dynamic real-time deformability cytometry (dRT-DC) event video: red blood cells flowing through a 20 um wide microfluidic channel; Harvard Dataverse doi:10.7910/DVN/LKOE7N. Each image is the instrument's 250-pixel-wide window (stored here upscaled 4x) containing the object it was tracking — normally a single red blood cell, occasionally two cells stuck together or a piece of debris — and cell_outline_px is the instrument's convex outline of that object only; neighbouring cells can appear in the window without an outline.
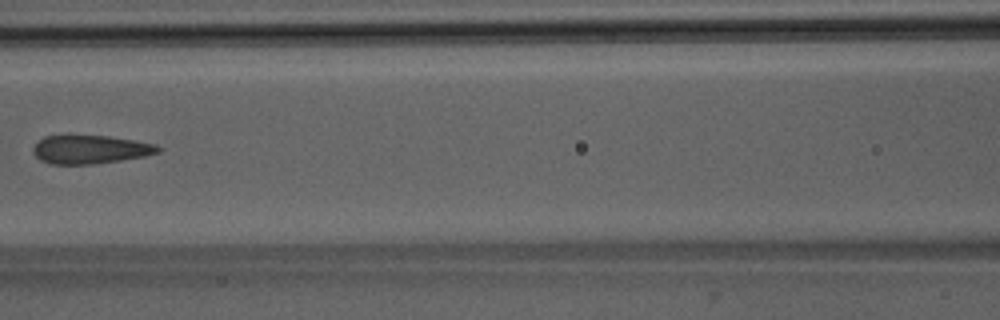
{"species": "Egyptian fruit bat (a non-hibernating species)", "species_latin": "Rousettus aegyptiacus", "temperature_condition": "room temperature", "stored_images_in_passage": 7, "camera_frame_rate_fps": 3000, "um_per_image_px": 0.085, "animal": {"sex": "male"}, "frame": {"image": 1, "passage_image": 7, "time_ms": 6.667, "image_size_px": [1000, 320], "cell_outline_px": [[160, 152], [144, 156], [120, 160], [92, 164], [52, 164], [40, 160], [32, 152], [32, 148], [44, 136], [68, 132], [108, 136], [156, 144], [160, 148]], "centroid_in_image_um": [7.6, 12.65], "position_along_channel_um": 159.0, "area_um2": 21.39}}